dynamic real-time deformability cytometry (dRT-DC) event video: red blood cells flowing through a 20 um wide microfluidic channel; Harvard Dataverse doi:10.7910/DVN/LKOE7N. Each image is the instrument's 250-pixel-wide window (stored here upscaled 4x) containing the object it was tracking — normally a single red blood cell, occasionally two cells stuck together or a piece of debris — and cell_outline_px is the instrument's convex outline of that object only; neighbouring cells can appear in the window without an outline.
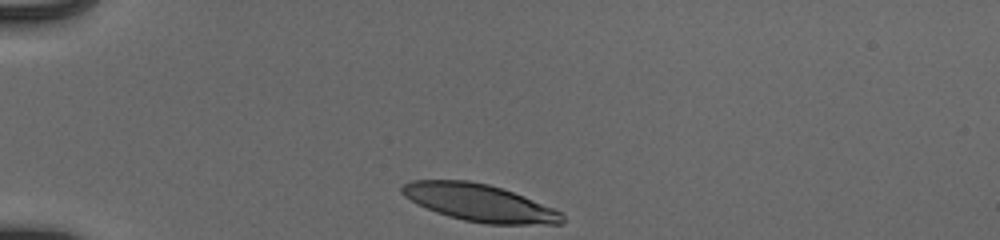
{"species": "human", "species_latin": "Homo sapiens", "temperature_condition": "cold", "stored_images_in_passage": 33, "camera_frame_rate_fps": 3000, "um_per_image_px": 0.085, "donor": {"sex": "male"}, "frame": {"image": 1, "passage_image": 1, "time_ms": 0.0, "image_size_px": [1000, 240], "cell_outline_px": [[564, 224], [484, 224], [464, 220], [448, 216], [436, 212], [416, 204], [404, 196], [400, 192], [400, 188], [404, 184], [412, 180], [468, 180], [488, 184], [504, 188], [524, 196], [552, 208], [560, 212], [564, 216]], "centroid_in_image_um": [40.73, 17.23], "position_along_channel_um": 44.3, "area_um2": 34.85}}
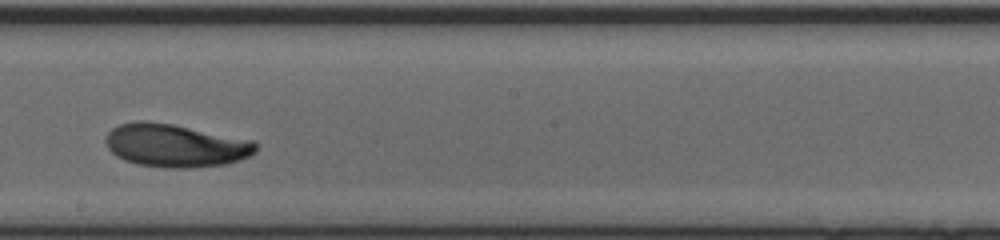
{"frame": {"image": 2, "passage_image": 19, "time_ms": 6.0, "image_size_px": [1000, 240], "cell_outline_px": [[256, 152], [240, 160], [224, 164], [188, 168], [168, 168], [136, 164], [124, 160], [116, 156], [108, 148], [104, 140], [108, 132], [112, 128], [120, 124], [136, 120], [148, 120], [172, 124], [252, 140], [256, 144]], "centroid_in_image_um": [14.86, 12.36], "position_along_channel_um": 233.3, "area_um2": 37.69}}
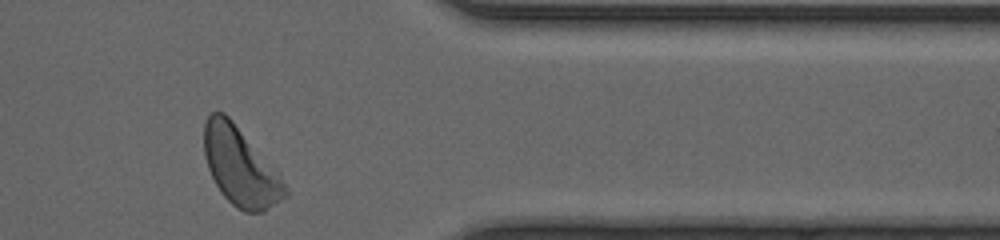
{"frame": {"image": 3, "passage_image": 32, "time_ms": 10.333, "image_size_px": [1000, 240], "cell_outline_px": [[288, 196], [264, 212], [244, 212], [236, 208], [220, 192], [208, 168], [204, 156], [204, 124], [208, 116], [212, 112], [224, 112], [232, 120], [280, 176], [288, 192]], "centroid_in_image_um": [20.41, 14.19], "position_along_channel_um": 391.0, "area_um2": 36.41}, "authors_computed_cell_mechanics": {"area_um2": 36.2406, "velocity_mm_per_s": 3.8936, "shape_relaxation_time_tau1_ms": 2.4082, "shape_relaxation_time_tau2_ms": null, "deformation_change_tau1": 0.1204, "deformation_change_tau2": null}}